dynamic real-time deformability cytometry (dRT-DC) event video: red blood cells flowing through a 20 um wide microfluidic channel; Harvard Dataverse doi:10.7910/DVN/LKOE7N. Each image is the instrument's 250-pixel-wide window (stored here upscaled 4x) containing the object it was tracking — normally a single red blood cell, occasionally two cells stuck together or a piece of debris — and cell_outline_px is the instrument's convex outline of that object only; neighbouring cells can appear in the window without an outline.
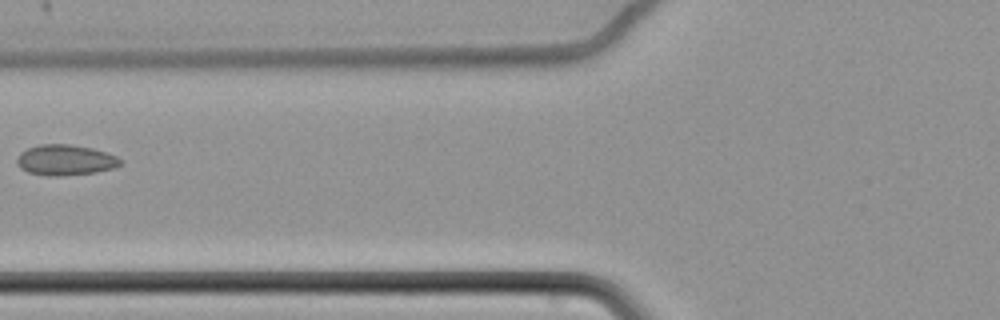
{"species": "common noctule bat (a hibernating species)", "species_latin": "Nyctalus noctula", "temperature_condition": "cold", "stored_images_in_passage": 5, "camera_frame_rate_fps": 3000, "um_per_image_px": 0.085, "animal": {"sex": "female", "body_mass_g": 22.7, "forearm_length_mm": 54.2}, "frame": {"image": 1, "passage_image": 5, "time_ms": 1.333, "image_size_px": [1000, 320], "cell_outline_px": [[124, 164], [116, 168], [96, 172], [60, 176], [48, 176], [28, 172], [20, 168], [16, 164], [16, 160], [20, 152], [28, 148], [40, 144], [68, 144], [92, 148], [108, 152], [116, 156]], "centroid_in_image_um": [5.57, 13.6], "position_along_channel_um": 120.2, "area_um2": 18.67}}